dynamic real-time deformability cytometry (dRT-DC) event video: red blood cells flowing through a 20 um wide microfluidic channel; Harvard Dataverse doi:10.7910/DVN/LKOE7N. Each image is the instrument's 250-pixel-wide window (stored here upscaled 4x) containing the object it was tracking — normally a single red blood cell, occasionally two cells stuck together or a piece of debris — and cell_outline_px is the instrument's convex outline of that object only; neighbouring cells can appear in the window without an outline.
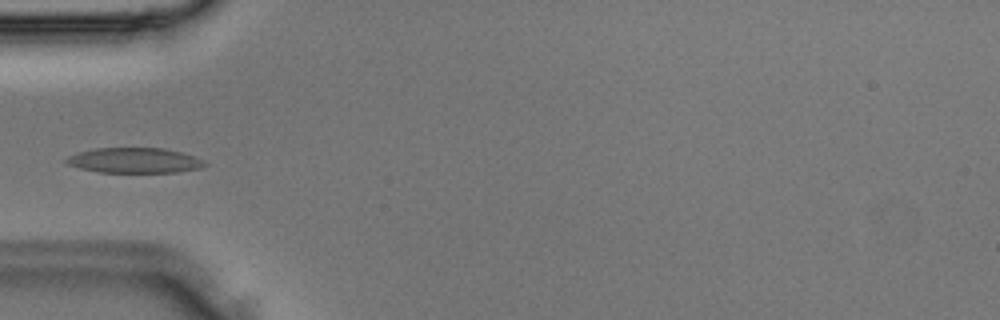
{"species": "Egyptian fruit bat (a non-hibernating species)", "species_latin": "Rousettus aegyptiacus", "temperature_condition": "room temperature", "stored_images_in_passage": 37, "camera_frame_rate_fps": 3000, "um_per_image_px": 0.085, "animal": {"sex": "male"}, "frame": {"image": 1, "passage_image": 12, "time_ms": 3.667, "image_size_px": [1000, 320], "cell_outline_px": [[208, 164], [200, 168], [176, 172], [100, 172], [80, 168], [68, 164], [64, 160], [68, 156], [80, 152], [96, 148], [164, 148], [180, 152], [204, 160]], "centroid_in_image_um": [11.44, 13.63], "position_along_channel_um": 73.6, "area_um2": 20.11}}
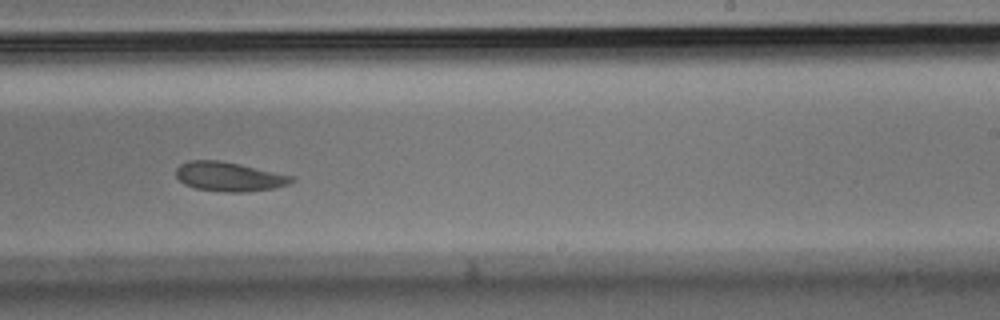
{"frame": {"image": 2, "passage_image": 23, "time_ms": 7.333, "image_size_px": [1000, 320], "cell_outline_px": [[292, 180], [288, 184], [272, 188], [248, 192], [224, 192], [196, 188], [184, 184], [176, 176], [176, 168], [180, 164], [188, 160], [220, 160], [292, 176]], "centroid_in_image_um": [19.4, 15.01], "position_along_channel_um": 269.6, "area_um2": 19.42}}
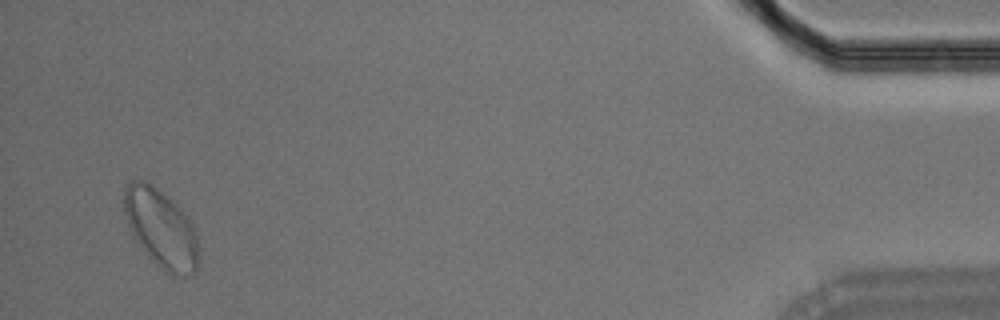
{"frame": {"image": 3, "passage_image": 36, "time_ms": 11.667, "image_size_px": [1000, 320], "cell_outline_px": [[196, 272], [192, 276], [172, 276], [164, 272], [144, 252], [132, 236], [128, 228], [124, 212], [124, 192], [128, 184], [132, 180], [144, 180], [152, 184], [172, 200], [188, 216], [196, 236]], "centroid_in_image_um": [13.65, 19.44], "position_along_channel_um": 421.5, "area_um2": 34.04}}